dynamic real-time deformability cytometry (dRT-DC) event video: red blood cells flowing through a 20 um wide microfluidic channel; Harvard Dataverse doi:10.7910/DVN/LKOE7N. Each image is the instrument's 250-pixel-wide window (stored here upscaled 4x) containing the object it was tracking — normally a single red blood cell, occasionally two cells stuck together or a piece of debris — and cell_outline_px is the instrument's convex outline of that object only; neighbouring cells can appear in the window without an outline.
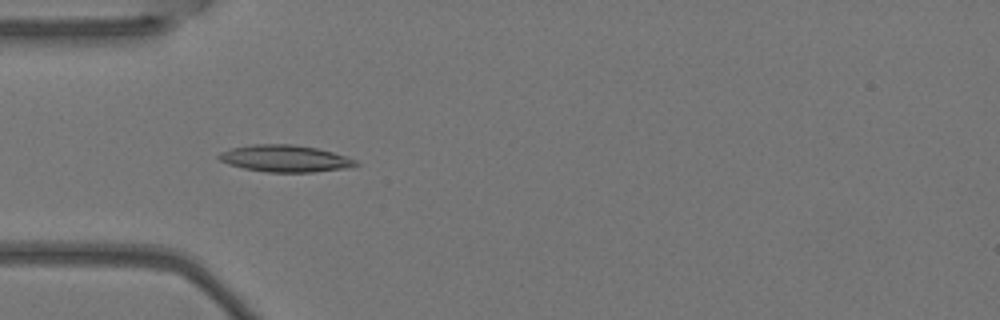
{"species": "Egyptian fruit bat (a non-hibernating species)", "species_latin": "Rousettus aegyptiacus", "temperature_condition": "warm", "stored_images_in_passage": 6, "camera_frame_rate_fps": 3000, "um_per_image_px": 0.085, "animal": {"sex": "female"}, "frame": {"image": 1, "passage_image": 5, "time_ms": 1.333, "image_size_px": [1000, 320], "cell_outline_px": [[360, 164], [352, 168], [312, 172], [268, 172], [244, 168], [228, 164], [220, 160], [216, 156], [220, 152], [232, 148], [252, 144], [296, 144], [316, 148], [332, 152], [356, 160]], "centroid_in_image_um": [24.25, 13.47], "position_along_channel_um": 60.8, "area_um2": 21.5}}
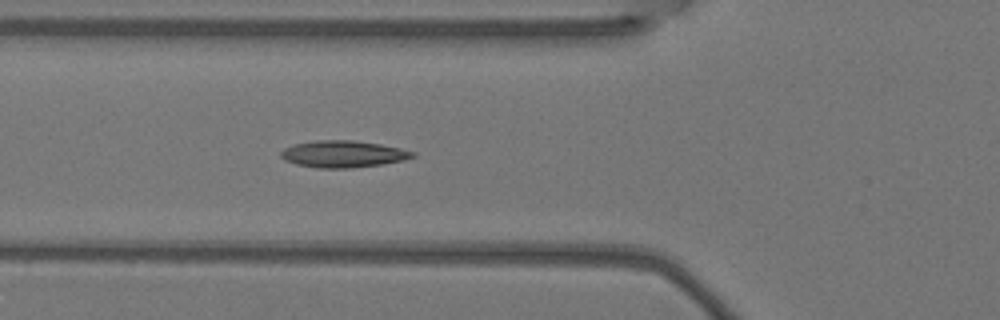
{"frame": {"image": 2, "passage_image": 6, "time_ms": 1.667, "image_size_px": [1000, 320], "cell_outline_px": [[416, 156], [404, 160], [380, 164], [348, 168], [316, 168], [296, 164], [284, 160], [280, 156], [280, 152], [284, 148], [296, 144], [316, 140], [352, 140], [380, 144], [400, 148], [416, 152]], "centroid_in_image_um": [29.16, 13.09], "position_along_channel_um": 96.6, "area_um2": 20.52}}